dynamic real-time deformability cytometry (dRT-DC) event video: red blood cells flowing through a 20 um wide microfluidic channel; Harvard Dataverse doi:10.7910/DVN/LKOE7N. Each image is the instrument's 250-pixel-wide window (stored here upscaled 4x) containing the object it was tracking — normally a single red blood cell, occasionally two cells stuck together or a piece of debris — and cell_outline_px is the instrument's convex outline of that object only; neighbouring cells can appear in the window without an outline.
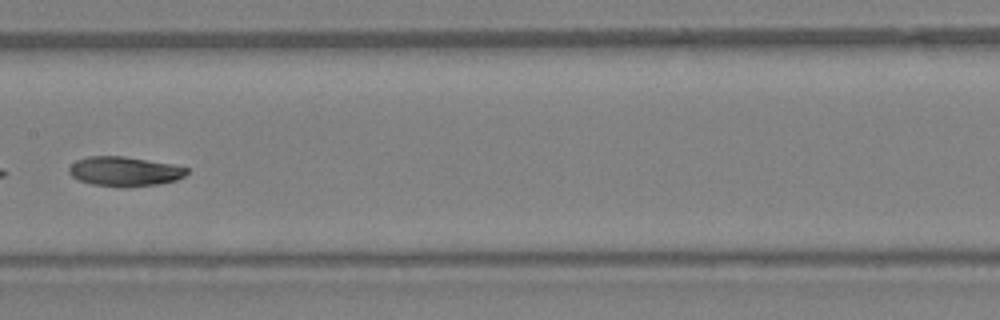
{"species": "Egyptian fruit bat (a non-hibernating species)", "species_latin": "Rousettus aegyptiacus", "temperature_condition": "warm", "stored_images_in_passage": 32, "camera_frame_rate_fps": 3000, "um_per_image_px": 0.085, "animal": {"sex": "female"}, "frame": {"image": 1, "passage_image": 23, "time_ms": 7.333, "image_size_px": [1000, 320], "cell_outline_px": [[188, 172], [184, 176], [176, 180], [160, 184], [92, 184], [80, 180], [72, 176], [68, 172], [68, 168], [76, 160], [88, 156], [124, 156], [172, 164], [188, 168]], "centroid_in_image_um": [10.59, 14.52], "position_along_channel_um": 196.8, "area_um2": 19.42}}
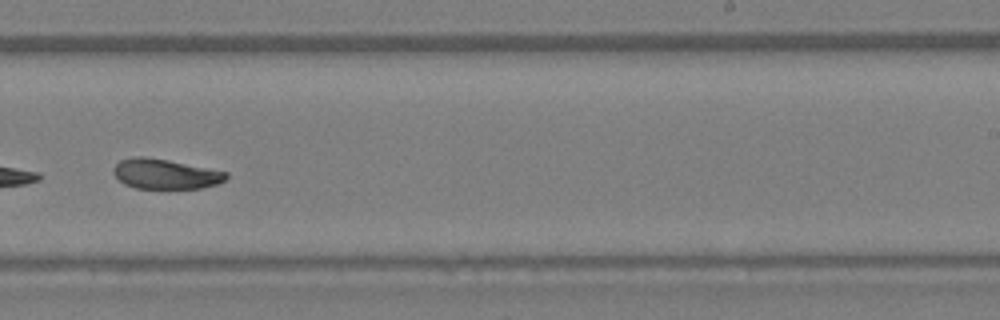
{"frame": {"image": 2, "passage_image": 28, "time_ms": 9.0, "image_size_px": [1000, 320], "cell_outline_px": [[228, 176], [224, 180], [216, 184], [200, 188], [136, 188], [124, 184], [112, 172], [112, 168], [120, 160], [132, 156], [144, 156], [168, 160], [228, 172]], "centroid_in_image_um": [14.01, 14.77], "position_along_channel_um": 275.0, "area_um2": 19.59}}